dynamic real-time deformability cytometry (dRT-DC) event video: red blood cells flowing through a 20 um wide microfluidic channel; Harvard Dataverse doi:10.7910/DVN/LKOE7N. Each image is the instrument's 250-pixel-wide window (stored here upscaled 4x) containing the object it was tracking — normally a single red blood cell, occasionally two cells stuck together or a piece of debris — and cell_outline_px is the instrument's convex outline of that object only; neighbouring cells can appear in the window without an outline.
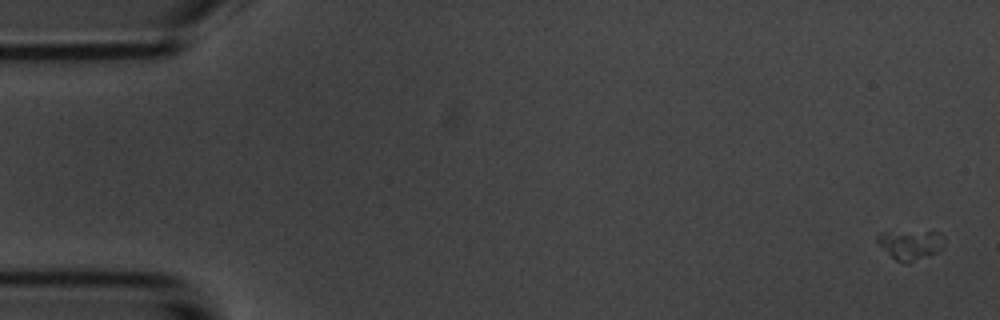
{"species": "common noctule bat (a hibernating species)", "species_latin": "Nyctalus noctula", "temperature_condition": "room temperature", "stored_images_in_passage": 6, "camera_frame_rate_fps": 3000, "um_per_image_px": 0.085, "animal": {"sex": "male", "body_mass_g": 20.1, "forearm_length_mm": 53.5}, "frame": {"image": 1, "passage_image": 1, "time_ms": 0.0, "image_size_px": [1000, 320], "cell_outline_px": [[944, 248], [936, 252], [908, 264], [904, 264], [896, 260], [876, 240], [876, 236], [880, 232], [940, 232], [944, 236]], "centroid_in_image_um": [77.42, 20.8], "position_along_channel_um": 7.6, "area_um2": 11.44}}